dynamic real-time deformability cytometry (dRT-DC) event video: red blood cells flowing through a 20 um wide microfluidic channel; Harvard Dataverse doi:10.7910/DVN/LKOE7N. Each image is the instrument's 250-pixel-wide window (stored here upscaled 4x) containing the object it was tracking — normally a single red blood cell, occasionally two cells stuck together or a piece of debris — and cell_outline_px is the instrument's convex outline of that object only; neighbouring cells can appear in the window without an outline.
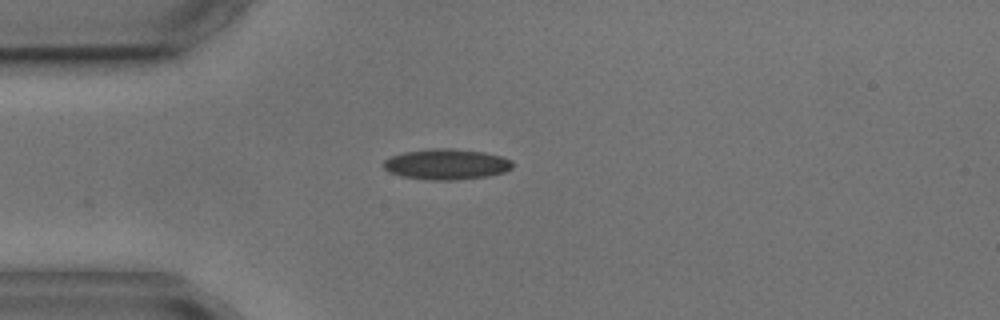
{"species": "common noctule bat (a hibernating species)", "species_latin": "Nyctalus noctula", "temperature_condition": "cold", "stored_images_in_passage": 2, "camera_frame_rate_fps": 3000, "um_per_image_px": 0.085, "animal": {"sex": "male", "body_mass_g": 17.9, "forearm_length_mm": 54.2}, "frame": {"image": 1, "passage_image": 1, "time_ms": 0.0, "image_size_px": [1000, 320], "cell_outline_px": [[512, 168], [504, 172], [488, 176], [452, 180], [428, 180], [400, 176], [388, 172], [384, 168], [384, 160], [392, 156], [404, 152], [436, 148], [452, 148], [484, 152], [500, 156], [512, 160]], "centroid_in_image_um": [37.94, 13.96], "position_along_channel_um": 47.1, "area_um2": 23.0}}